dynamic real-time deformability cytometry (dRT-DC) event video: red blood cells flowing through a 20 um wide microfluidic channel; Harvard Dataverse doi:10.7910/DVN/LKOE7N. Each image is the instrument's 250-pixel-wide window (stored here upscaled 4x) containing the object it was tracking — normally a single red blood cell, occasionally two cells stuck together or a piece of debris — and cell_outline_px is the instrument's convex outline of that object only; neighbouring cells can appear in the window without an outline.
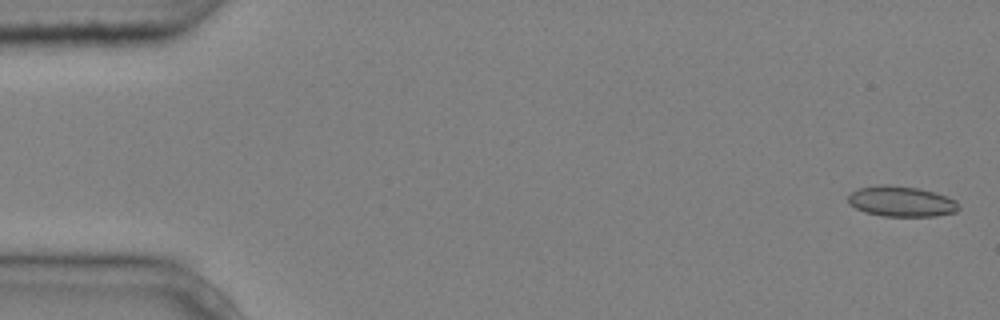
{"species": "common noctule bat (a hibernating species)", "species_latin": "Nyctalus noctula", "temperature_condition": "cold", "stored_images_in_passage": 6, "camera_frame_rate_fps": 3000, "um_per_image_px": 0.085, "animal": {"sex": "male", "body_mass_g": 20.4}, "frame": {"image": 1, "passage_image": 1, "time_ms": 0.0, "image_size_px": [1000, 320], "cell_outline_px": [[960, 208], [956, 212], [936, 216], [884, 216], [864, 212], [848, 204], [848, 196], [852, 192], [860, 188], [876, 184], [888, 184], [920, 188], [956, 200]], "centroid_in_image_um": [76.59, 17.12], "position_along_channel_um": 8.4, "area_um2": 19.71}}